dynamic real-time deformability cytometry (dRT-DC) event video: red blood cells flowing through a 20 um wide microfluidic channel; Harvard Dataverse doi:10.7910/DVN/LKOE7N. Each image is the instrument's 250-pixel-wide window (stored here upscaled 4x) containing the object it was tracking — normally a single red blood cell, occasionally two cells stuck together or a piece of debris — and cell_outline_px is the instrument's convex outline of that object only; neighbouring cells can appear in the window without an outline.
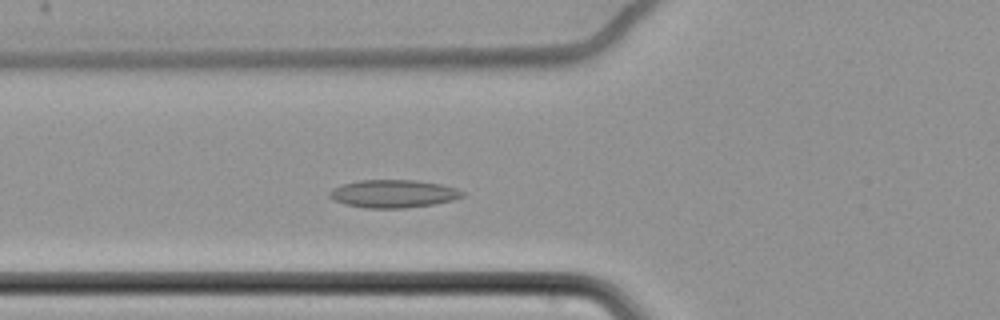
{"species": "common noctule bat (a hibernating species)", "species_latin": "Nyctalus noctula", "temperature_condition": "cold", "stored_images_in_passage": 58, "camera_frame_rate_fps": 3000, "um_per_image_px": 0.085, "animal": {"sex": "female", "body_mass_g": 22.7, "forearm_length_mm": 54.2}, "frame": {"image": 1, "passage_image": 19, "time_ms": 6.0, "image_size_px": [1000, 320], "cell_outline_px": [[464, 196], [452, 200], [436, 204], [404, 208], [368, 208], [344, 204], [328, 196], [328, 192], [332, 188], [340, 184], [360, 180], [416, 180], [440, 184], [456, 188], [464, 192]], "centroid_in_image_um": [33.42, 16.46], "position_along_channel_um": 92.4, "area_um2": 21.68}}
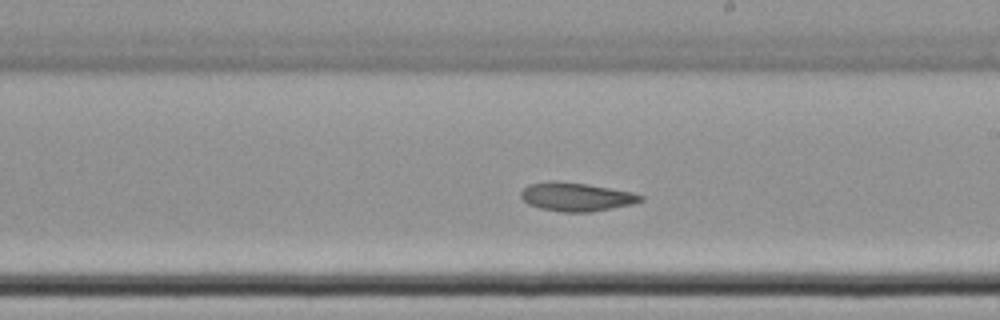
{"frame": {"image": 2, "passage_image": 32, "time_ms": 10.333, "image_size_px": [1000, 320], "cell_outline_px": [[644, 200], [632, 204], [588, 212], [564, 212], [540, 208], [528, 204], [520, 196], [520, 192], [528, 184], [552, 180], [556, 180], [588, 184], [632, 192], [644, 196]], "centroid_in_image_um": [48.96, 16.71], "position_along_channel_um": 240.0, "area_um2": 19.94}}
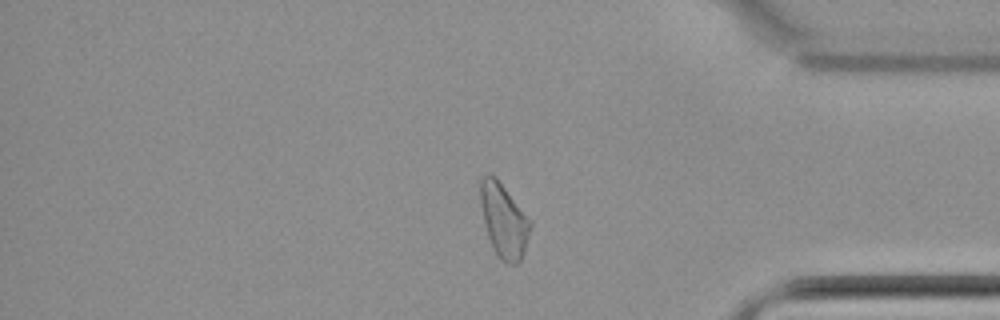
{"frame": {"image": 3, "passage_image": 47, "time_ms": 15.333, "image_size_px": [1000, 320], "cell_outline_px": [[532, 224], [524, 252], [520, 260], [516, 264], [508, 264], [500, 260], [496, 256], [492, 248], [488, 236], [480, 204], [480, 180], [488, 172], [496, 176], [532, 220]], "centroid_in_image_um": [42.83, 18.73], "position_along_channel_um": 392.4, "area_um2": 21.85}}